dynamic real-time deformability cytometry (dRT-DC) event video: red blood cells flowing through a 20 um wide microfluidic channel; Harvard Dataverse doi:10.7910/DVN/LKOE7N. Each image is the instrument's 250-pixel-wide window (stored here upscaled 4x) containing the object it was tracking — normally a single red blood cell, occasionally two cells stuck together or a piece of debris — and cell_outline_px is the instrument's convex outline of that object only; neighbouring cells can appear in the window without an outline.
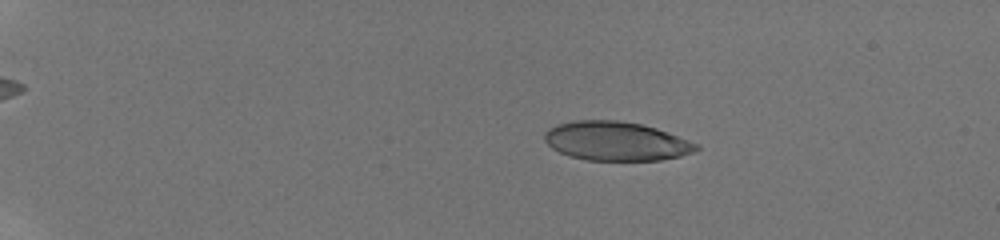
{"species": "human", "species_latin": "Homo sapiens", "temperature_condition": "room temperature", "stored_images_in_passage": 8, "camera_frame_rate_fps": 3000, "um_per_image_px": 0.085, "donor": {"sex": "male"}, "frame": {"image": 1, "passage_image": 4, "time_ms": 3.0, "image_size_px": [1000, 240], "cell_outline_px": [[700, 148], [692, 152], [680, 156], [660, 160], [588, 160], [568, 156], [552, 148], [544, 140], [544, 132], [548, 128], [556, 124], [572, 120], [620, 120], [644, 124], [668, 132], [700, 144]], "centroid_in_image_um": [52.36, 11.98], "position_along_channel_um": 32.6, "area_um2": 34.8}}
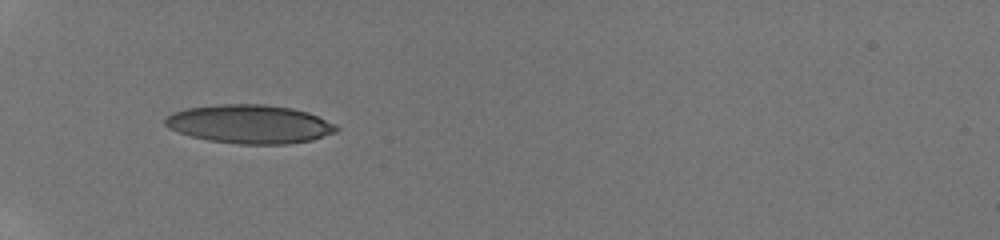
{"frame": {"image": 2, "passage_image": 7, "time_ms": 6.0, "image_size_px": [1000, 240], "cell_outline_px": [[340, 128], [336, 132], [312, 140], [288, 144], [236, 144], [208, 140], [192, 136], [168, 128], [164, 124], [164, 120], [172, 112], [188, 108], [220, 104], [264, 104], [292, 108], [308, 112], [336, 124]], "centroid_in_image_um": [21.25, 10.55], "position_along_channel_um": 63.8, "area_um2": 38.61}}